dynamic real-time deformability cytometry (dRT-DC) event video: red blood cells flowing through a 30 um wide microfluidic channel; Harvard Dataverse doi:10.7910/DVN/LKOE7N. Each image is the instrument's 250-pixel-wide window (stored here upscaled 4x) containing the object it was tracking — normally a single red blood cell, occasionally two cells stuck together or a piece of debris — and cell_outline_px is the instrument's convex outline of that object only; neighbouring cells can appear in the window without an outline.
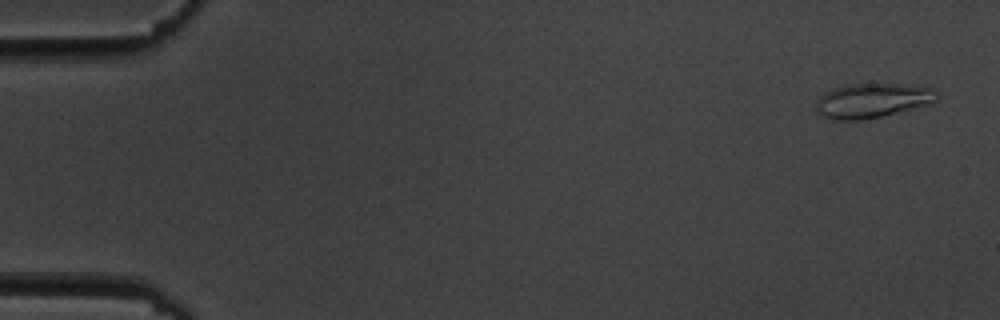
{"species": "common noctule bat (a hibernating species)", "species_latin": "Nyctalus noctula", "temperature_condition": "cold", "stored_images_in_passage": 6, "camera_frame_rate_fps": 3000, "um_per_image_px": 0.085, "animal": {"sex": "male", "body_mass_g": 19.5, "forearm_length_mm": 54.6}, "frame": {"image": 1, "passage_image": 1, "time_ms": 0.0, "image_size_px": [1000, 320], "cell_outline_px": [[940, 96], [936, 100], [912, 108], [880, 116], [860, 120], [832, 120], [820, 116], [816, 112], [816, 100], [824, 92], [832, 88], [848, 84], [900, 84], [936, 88], [940, 92]], "centroid_in_image_um": [74.1, 8.53], "position_along_channel_um": 10.9, "area_um2": 24.39}}
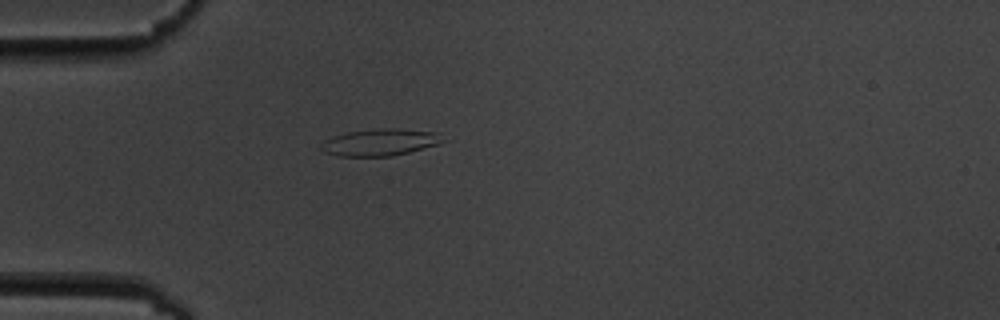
{"frame": {"image": 2, "passage_image": 5, "time_ms": 4.667, "image_size_px": [1000, 320], "cell_outline_px": [[448, 140], [440, 144], [392, 156], [336, 156], [324, 152], [320, 148], [320, 144], [324, 140], [332, 136], [348, 132], [392, 128], [396, 128], [440, 132]], "centroid_in_image_um": [32.36, 12.09], "position_along_channel_um": 52.6, "area_um2": 19.25}}